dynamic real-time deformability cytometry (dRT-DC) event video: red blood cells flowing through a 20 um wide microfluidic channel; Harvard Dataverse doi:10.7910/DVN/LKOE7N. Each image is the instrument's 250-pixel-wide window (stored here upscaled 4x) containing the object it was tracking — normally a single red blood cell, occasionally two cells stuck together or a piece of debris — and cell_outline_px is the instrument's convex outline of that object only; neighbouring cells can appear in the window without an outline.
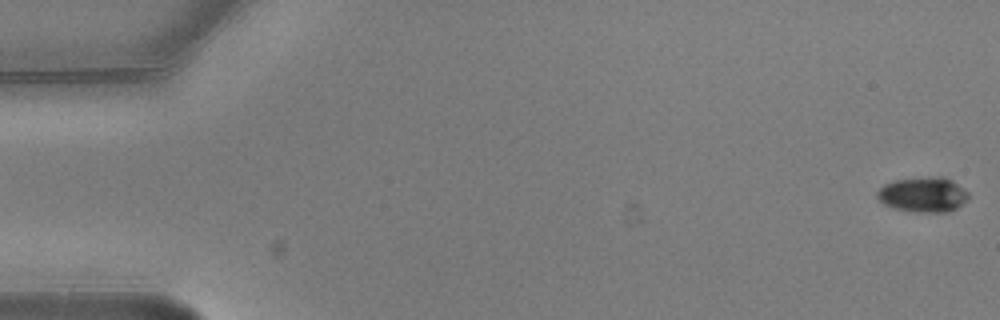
{"species": "common noctule bat (a hibernating species)", "species_latin": "Nyctalus noctula", "temperature_condition": "warm", "stored_images_in_passage": 7, "camera_frame_rate_fps": 3000, "um_per_image_px": 0.085, "animal": {"sex": "male", "body_mass_g": 20.5, "forearm_length_mm": 52.5}, "frame": {"image": 1, "passage_image": 1, "time_ms": 0.0, "image_size_px": [1000, 320], "cell_outline_px": [[968, 200], [956, 208], [948, 212], [920, 212], [892, 208], [884, 204], [876, 196], [876, 192], [884, 184], [896, 180], [928, 176], [944, 176], [952, 180], [968, 192]], "centroid_in_image_um": [78.47, 16.53], "position_along_channel_um": 6.5, "area_um2": 18.73}}
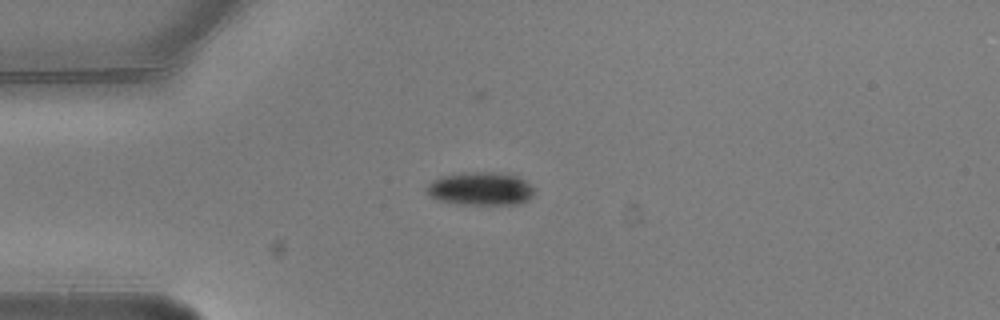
{"frame": {"image": 2, "passage_image": 5, "time_ms": 1.333, "image_size_px": [1000, 320], "cell_outline_px": [[536, 192], [528, 200], [520, 204], [456, 204], [436, 200], [428, 196], [424, 188], [432, 180], [440, 176], [464, 172], [492, 172], [516, 176], [524, 180], [536, 188]], "centroid_in_image_um": [40.81, 16.05], "position_along_channel_um": 44.2, "area_um2": 21.21}}
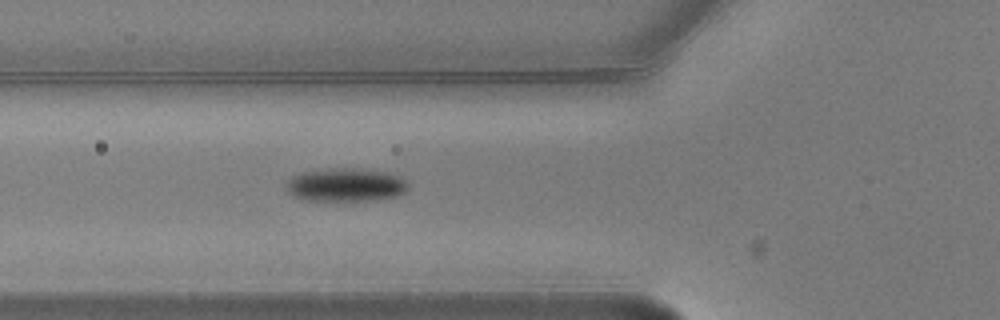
{"frame": {"image": 3, "passage_image": 7, "time_ms": 2.0, "image_size_px": [1000, 320], "cell_outline_px": [[408, 188], [404, 192], [396, 196], [380, 200], [300, 200], [292, 196], [288, 192], [288, 180], [292, 176], [304, 172], [340, 168], [368, 168], [400, 176], [408, 184]], "centroid_in_image_um": [29.41, 15.72], "position_along_channel_um": 96.4, "area_um2": 23.64}}